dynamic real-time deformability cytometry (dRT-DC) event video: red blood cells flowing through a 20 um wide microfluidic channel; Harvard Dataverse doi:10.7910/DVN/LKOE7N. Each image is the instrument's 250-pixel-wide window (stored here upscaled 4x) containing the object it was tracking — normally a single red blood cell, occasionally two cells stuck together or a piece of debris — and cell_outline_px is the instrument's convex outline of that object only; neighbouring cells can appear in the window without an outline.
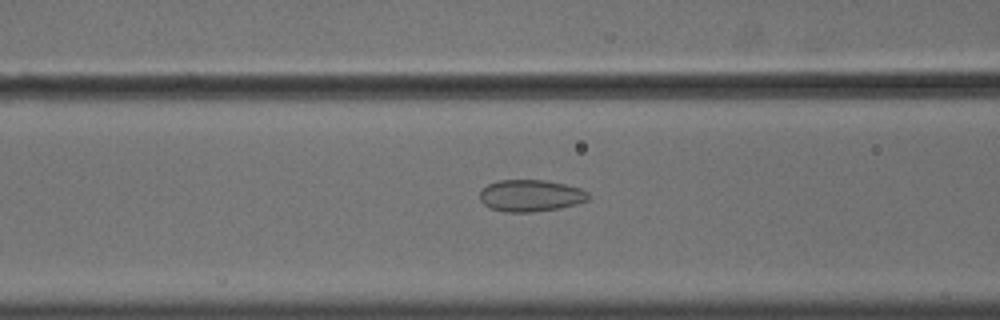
{"species": "common noctule bat (a hibernating species)", "species_latin": "Nyctalus noctula", "temperature_condition": "cold", "stored_images_in_passage": 37, "camera_frame_rate_fps": 3000, "um_per_image_px": 0.085, "animal": {"sex": "male", "body_mass_g": 18.8}, "frame": {"image": 1, "passage_image": 5, "time_ms": 1.333, "image_size_px": [1000, 320], "cell_outline_px": [[588, 200], [576, 204], [560, 208], [532, 212], [504, 212], [492, 208], [484, 204], [480, 200], [480, 192], [488, 184], [500, 180], [544, 180], [564, 184], [580, 188], [588, 192]], "centroid_in_image_um": [45.1, 16.63], "position_along_channel_um": 121.5, "area_um2": 20.0}}
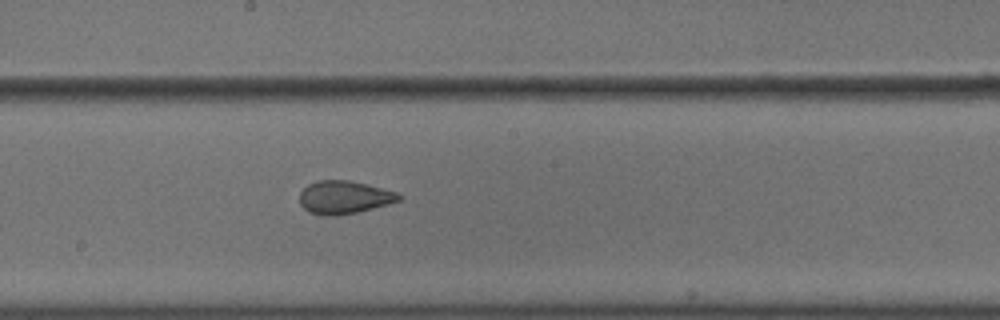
{"frame": {"image": 2, "passage_image": 13, "time_ms": 4.0, "image_size_px": [1000, 320], "cell_outline_px": [[400, 200], [388, 204], [356, 212], [336, 216], [320, 216], [308, 212], [300, 204], [300, 192], [308, 184], [316, 180], [348, 180], [368, 184], [396, 192], [400, 196]], "centroid_in_image_um": [29.2, 16.77], "position_along_channel_um": 219.0, "area_um2": 19.13}}
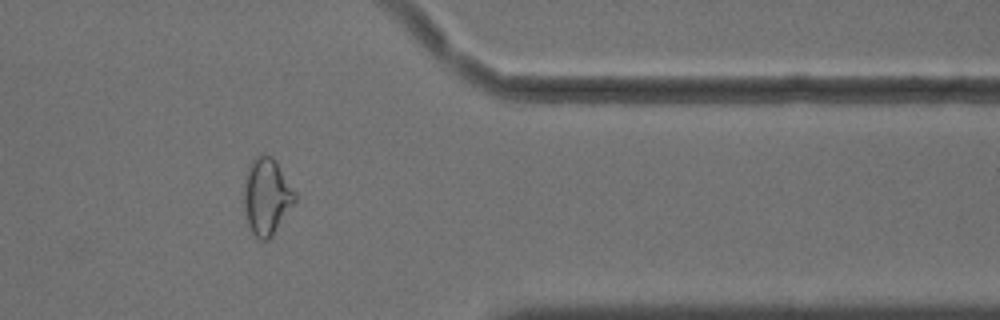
{"frame": {"image": 3, "passage_image": 28, "time_ms": 9.0, "image_size_px": [1000, 320], "cell_outline_px": [[296, 200], [272, 236], [268, 240], [260, 240], [252, 232], [248, 224], [244, 212], [244, 180], [248, 164], [256, 156], [272, 156], [276, 160], [296, 192]], "centroid_in_image_um": [22.66, 16.68], "position_along_channel_um": 388.7, "area_um2": 22.83}, "authors_computed_cell_mechanics": {"area_um2": 19.9988, "velocity_mm_per_s": 3.6415, "shape_relaxation_time_tau1_ms": null, "shape_relaxation_time_tau2_ms": 1.1263, "deformation_change_tau1": null, "deformation_change_tau2": 0.0564}}